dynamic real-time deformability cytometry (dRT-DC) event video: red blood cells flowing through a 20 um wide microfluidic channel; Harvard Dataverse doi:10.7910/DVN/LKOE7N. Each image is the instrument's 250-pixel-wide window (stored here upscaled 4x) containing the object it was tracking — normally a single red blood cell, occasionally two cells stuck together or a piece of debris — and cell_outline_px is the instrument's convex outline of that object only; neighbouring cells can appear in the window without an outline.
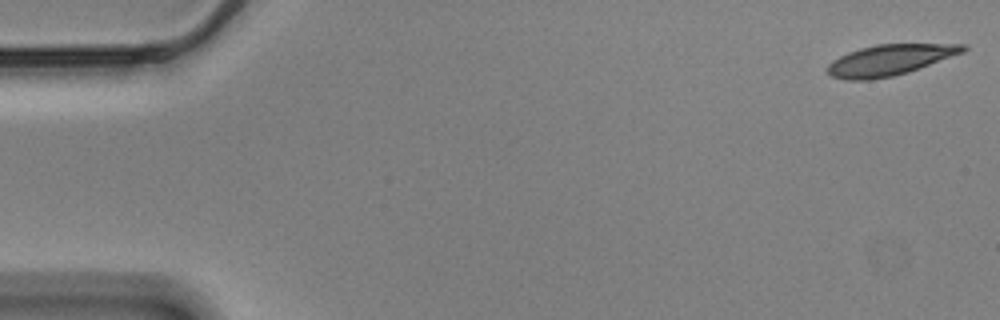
{"species": "Egyptian fruit bat (a non-hibernating species)", "species_latin": "Rousettus aegyptiacus", "temperature_condition": "cold", "stored_images_in_passage": 16, "camera_frame_rate_fps": 3000, "um_per_image_px": 0.085, "animal": {"sex": "male"}, "frame": {"image": 1, "passage_image": 1, "time_ms": 0.0, "image_size_px": [1000, 320], "cell_outline_px": [[968, 48], [964, 52], [892, 76], [868, 80], [848, 80], [832, 76], [828, 72], [828, 64], [832, 60], [848, 52], [860, 48], [876, 44], [964, 44]], "centroid_in_image_um": [75.58, 5.08], "position_along_channel_um": 9.4, "area_um2": 23.76}}
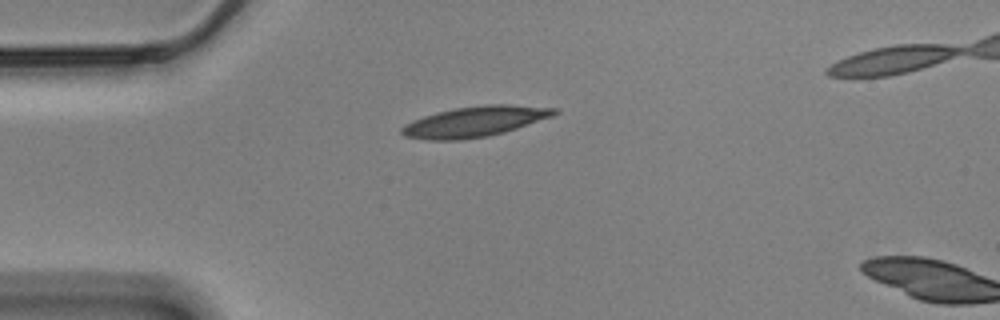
{"frame": {"image": 2, "passage_image": 14, "time_ms": 4.333, "image_size_px": [1000, 320], "cell_outline_px": [[560, 112], [552, 116], [504, 132], [488, 136], [460, 140], [428, 140], [404, 136], [400, 132], [400, 128], [404, 124], [424, 116], [436, 112], [456, 108], [484, 104], [512, 104], [560, 108]], "centroid_in_image_um": [40.37, 10.32], "position_along_channel_um": 44.6, "area_um2": 27.17}}